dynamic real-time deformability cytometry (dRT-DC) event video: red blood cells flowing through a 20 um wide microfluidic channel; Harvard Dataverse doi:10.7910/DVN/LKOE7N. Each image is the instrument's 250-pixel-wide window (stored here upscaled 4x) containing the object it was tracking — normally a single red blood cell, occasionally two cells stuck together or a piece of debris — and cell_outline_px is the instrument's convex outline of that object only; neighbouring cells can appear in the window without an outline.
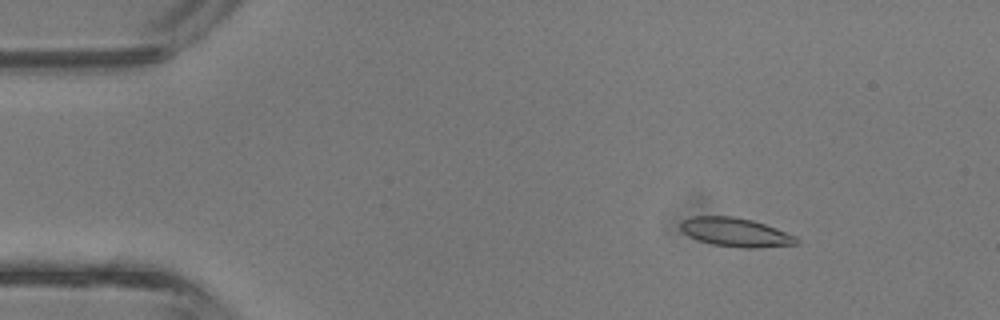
{"species": "common noctule bat (a hibernating species)", "species_latin": "Nyctalus noctula", "temperature_condition": "room temperature", "stored_images_in_passage": 43, "camera_frame_rate_fps": 3000, "um_per_image_px": 0.085, "animal": {"sex": "male", "body_mass_g": 13.3}, "frame": {"image": 1, "passage_image": 6, "time_ms": 1.667, "image_size_px": [1000, 320], "cell_outline_px": [[800, 240], [796, 244], [756, 248], [744, 248], [712, 244], [688, 236], [680, 228], [680, 224], [684, 220], [692, 216], [732, 216], [752, 220], [776, 228], [796, 236]], "centroid_in_image_um": [62.53, 19.74], "position_along_channel_um": 22.5, "area_um2": 19.31}}
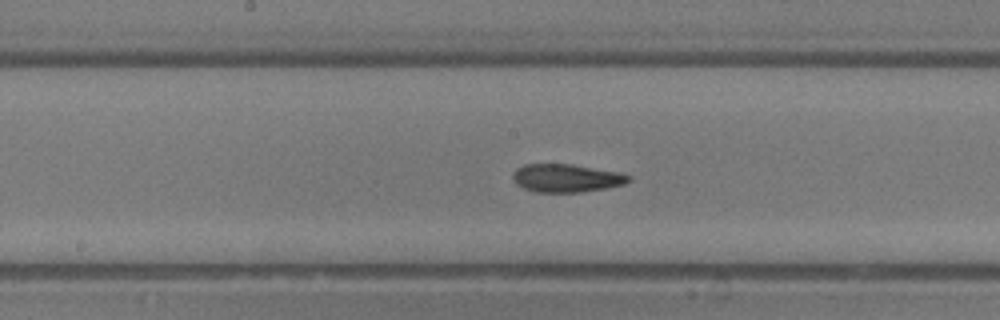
{"frame": {"image": 2, "passage_image": 22, "time_ms": 7.0, "image_size_px": [1000, 320], "cell_outline_px": [[632, 180], [624, 184], [604, 188], [580, 192], [532, 192], [516, 184], [512, 176], [516, 168], [524, 164], [572, 164], [620, 172], [632, 176]], "centroid_in_image_um": [48.15, 15.13], "position_along_channel_um": 200.1, "area_um2": 19.07}}
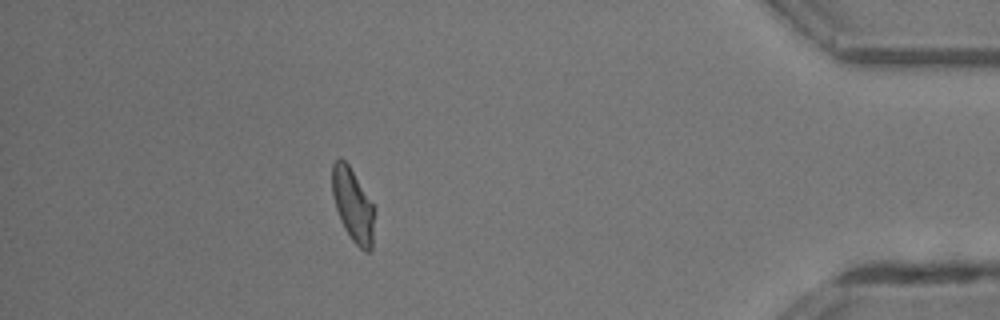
{"frame": {"image": 3, "passage_image": 38, "time_ms": 12.333, "image_size_px": [1000, 320], "cell_outline_px": [[372, 248], [368, 252], [364, 252], [352, 240], [344, 228], [340, 220], [336, 208], [332, 192], [332, 164], [340, 156], [348, 164], [372, 204]], "centroid_in_image_um": [29.95, 17.42], "position_along_channel_um": 405.3, "area_um2": 17.4}, "authors_computed_cell_mechanics": {"area_um2": 18.9006, "velocity_mm_per_s": 4.8094, "shape_relaxation_time_tau1_ms": 3.8549, "shape_relaxation_time_tau2_ms": 1.4138, "deformation_change_tau1": 0.1466, "deformation_change_tau2": 0.081}}